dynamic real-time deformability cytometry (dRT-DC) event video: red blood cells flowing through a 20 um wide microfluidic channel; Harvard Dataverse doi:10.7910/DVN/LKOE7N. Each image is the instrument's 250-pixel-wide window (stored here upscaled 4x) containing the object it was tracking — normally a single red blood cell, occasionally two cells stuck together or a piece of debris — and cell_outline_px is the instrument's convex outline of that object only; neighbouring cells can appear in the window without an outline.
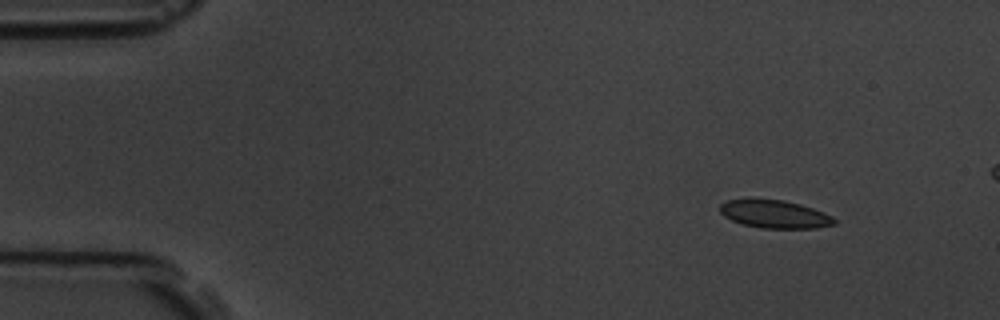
{"species": "common noctule bat (a hibernating species)", "species_latin": "Nyctalus noctula", "temperature_condition": "room temperature", "stored_images_in_passage": 5, "camera_frame_rate_fps": 3000, "um_per_image_px": 0.085, "animal": {"sex": "male", "body_mass_g": 19.5, "forearm_length_mm": 54.6}, "frame": {"image": 1, "passage_image": 1, "time_ms": 0.0, "image_size_px": [1000, 320], "cell_outline_px": [[836, 224], [816, 228], [760, 228], [744, 224], [732, 220], [724, 216], [720, 212], [720, 204], [728, 200], [784, 200], [800, 204], [824, 212], [832, 216], [836, 220]], "centroid_in_image_um": [65.89, 18.22], "position_along_channel_um": 19.1, "area_um2": 18.38}}